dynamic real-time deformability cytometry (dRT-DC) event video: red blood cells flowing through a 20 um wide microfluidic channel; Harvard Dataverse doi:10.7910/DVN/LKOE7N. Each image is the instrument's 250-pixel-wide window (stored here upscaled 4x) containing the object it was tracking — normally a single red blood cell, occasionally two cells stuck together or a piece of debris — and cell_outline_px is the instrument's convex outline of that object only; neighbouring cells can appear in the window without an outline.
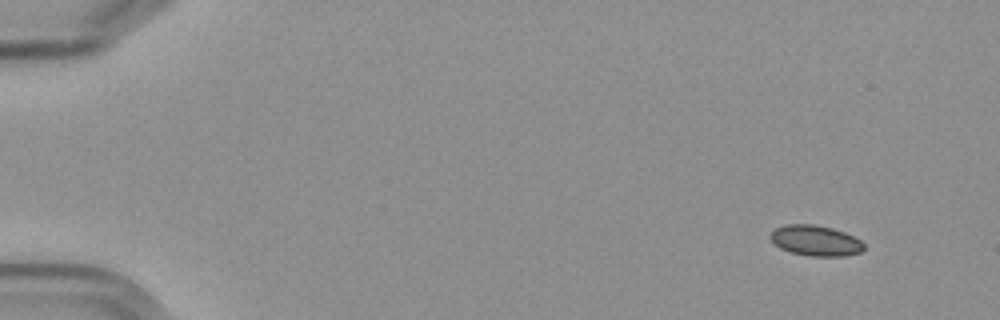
{"species": "Egyptian fruit bat (a non-hibernating species)", "species_latin": "Rousettus aegyptiacus", "temperature_condition": "cold", "stored_images_in_passage": 5, "camera_frame_rate_fps": 3000, "um_per_image_px": 0.085, "frame": {"image": 1, "passage_image": 1, "time_ms": 0.0, "image_size_px": [1000, 320], "cell_outline_px": [[864, 248], [860, 252], [844, 256], [808, 256], [792, 252], [780, 248], [768, 236], [776, 228], [788, 224], [812, 224], [832, 228], [844, 232], [860, 240], [864, 244]], "centroid_in_image_um": [69.32, 20.45], "position_along_channel_um": 15.7, "area_um2": 16.47}}
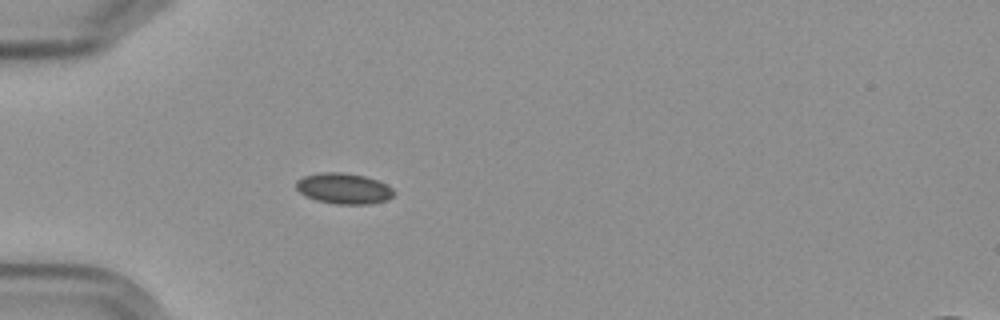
{"frame": {"image": 2, "passage_image": 5, "time_ms": 4.333, "image_size_px": [1000, 320], "cell_outline_px": [[392, 196], [388, 200], [368, 204], [336, 204], [316, 200], [300, 192], [296, 188], [296, 180], [304, 176], [320, 172], [344, 172], [364, 176], [376, 180], [392, 188]], "centroid_in_image_um": [29.19, 16.02], "position_along_channel_um": 55.8, "area_um2": 17.34}}